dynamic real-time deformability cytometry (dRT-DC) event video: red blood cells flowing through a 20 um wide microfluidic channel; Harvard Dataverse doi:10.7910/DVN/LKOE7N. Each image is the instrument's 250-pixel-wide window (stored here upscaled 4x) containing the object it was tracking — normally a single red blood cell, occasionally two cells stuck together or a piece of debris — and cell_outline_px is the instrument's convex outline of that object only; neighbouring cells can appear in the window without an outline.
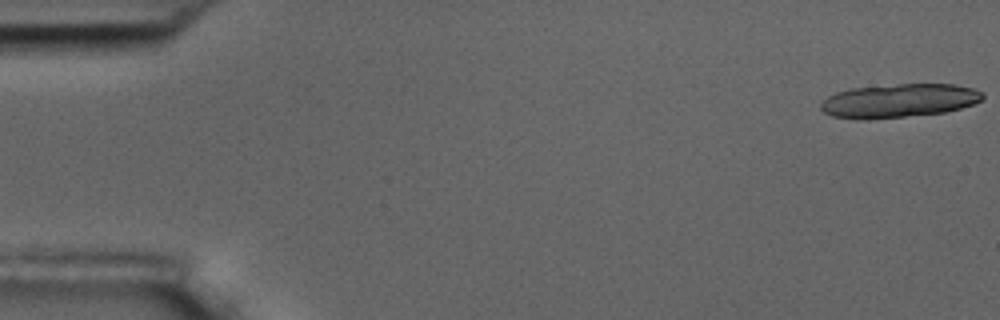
{"species": "common noctule bat (a hibernating species)", "species_latin": "Nyctalus noctula", "temperature_condition": "room temperature", "stored_images_in_passage": 6, "camera_frame_rate_fps": 3000, "um_per_image_px": 0.085, "animal": {"sex": "male", "body_mass_g": 17.5, "forearm_length_mm": 52.3}, "frame": {"image": 1, "passage_image": 1, "time_ms": 0.0, "image_size_px": [1000, 320], "cell_outline_px": [[984, 96], [980, 100], [972, 104], [960, 108], [944, 112], [868, 120], [832, 116], [824, 112], [820, 108], [820, 104], [828, 96], [836, 92], [852, 88], [896, 84], [952, 84], [972, 88], [980, 92]], "centroid_in_image_um": [76.37, 8.56], "position_along_channel_um": 8.6, "area_um2": 31.5}}